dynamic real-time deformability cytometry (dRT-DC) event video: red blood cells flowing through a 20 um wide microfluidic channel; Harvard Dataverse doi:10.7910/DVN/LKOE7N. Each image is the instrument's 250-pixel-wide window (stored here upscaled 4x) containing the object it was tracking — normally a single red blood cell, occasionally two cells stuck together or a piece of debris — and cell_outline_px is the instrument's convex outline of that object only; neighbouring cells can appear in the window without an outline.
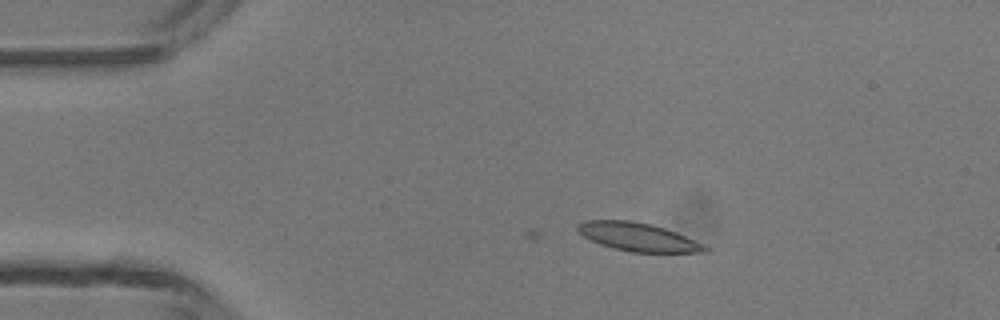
{"species": "common noctule bat (a hibernating species)", "species_latin": "Nyctalus noctula", "temperature_condition": "room temperature", "stored_images_in_passage": 3, "camera_frame_rate_fps": 3000, "um_per_image_px": 0.085, "animal": {"sex": "male", "body_mass_g": 13.3}, "frame": {"image": 1, "passage_image": 2, "time_ms": 1.333, "image_size_px": [1000, 320], "cell_outline_px": [[708, 252], [632, 252], [612, 248], [600, 244], [584, 236], [576, 228], [576, 224], [584, 220], [632, 220], [652, 224], [676, 232], [704, 244], [708, 248]], "centroid_in_image_um": [54.22, 20.13], "position_along_channel_um": 30.8, "area_um2": 20.98}}